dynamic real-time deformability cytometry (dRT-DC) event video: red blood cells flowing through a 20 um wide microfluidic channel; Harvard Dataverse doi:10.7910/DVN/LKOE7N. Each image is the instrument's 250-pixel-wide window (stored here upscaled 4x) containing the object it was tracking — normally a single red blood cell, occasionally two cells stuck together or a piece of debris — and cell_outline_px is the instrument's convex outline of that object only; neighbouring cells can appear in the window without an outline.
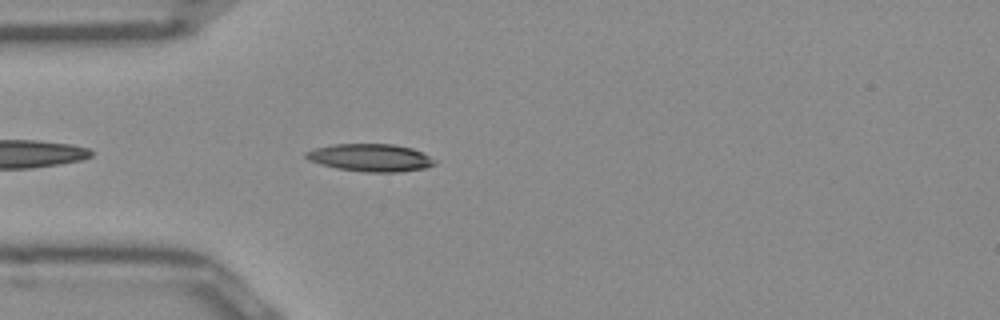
{"species": "Egyptian fruit bat (a non-hibernating species)", "species_latin": "Rousettus aegyptiacus", "temperature_condition": "room temperature", "stored_images_in_passage": 40, "camera_frame_rate_fps": 3000, "um_per_image_px": 0.085, "frame": {"image": 1, "passage_image": 3, "time_ms": 0.667, "image_size_px": [1000, 320], "cell_outline_px": [[436, 164], [424, 168], [400, 172], [364, 172], [336, 168], [320, 164], [308, 160], [304, 156], [304, 152], [316, 148], [332, 144], [392, 144], [412, 148], [436, 160]], "centroid_in_image_um": [31.46, 13.4], "position_along_channel_um": 53.5, "area_um2": 20.69}}
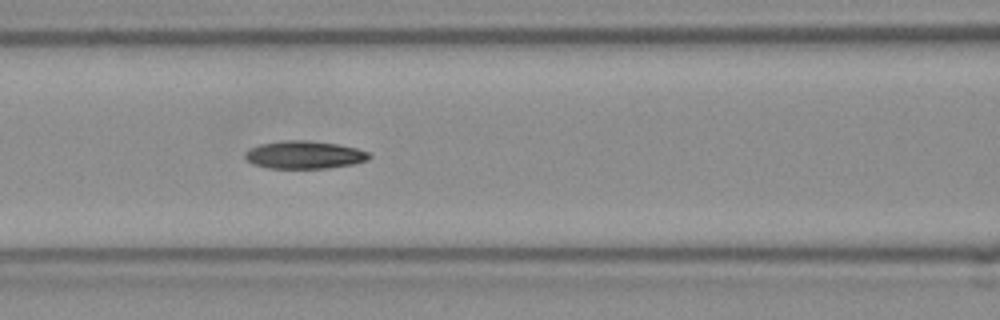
{"frame": {"image": 2, "passage_image": 10, "time_ms": 3.0, "image_size_px": [1000, 320], "cell_outline_px": [[372, 156], [368, 160], [352, 164], [328, 168], [268, 168], [252, 164], [244, 156], [244, 152], [260, 144], [284, 140], [304, 140], [336, 144], [356, 148], [368, 152]], "centroid_in_image_um": [25.86, 13.16], "position_along_channel_um": 140.7, "area_um2": 20.0}}
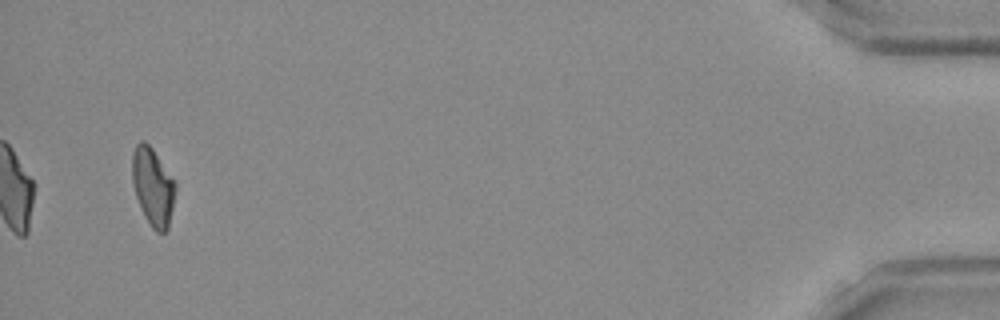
{"frame": {"image": 3, "passage_image": 38, "time_ms": 12.333, "image_size_px": [1000, 320], "cell_outline_px": [[176, 188], [168, 228], [164, 232], [156, 232], [152, 228], [144, 216], [140, 208], [132, 184], [132, 152], [136, 144], [140, 140], [144, 140], [152, 148], [176, 180]], "centroid_in_image_um": [12.99, 15.84], "position_along_channel_um": 422.2, "area_um2": 19.83}, "authors_computed_cell_mechanics": {"area_um2": 19.9121, "velocity_mm_per_s": 3.9433, "shape_relaxation_time_tau1_ms": 8.7071, "shape_relaxation_time_tau2_ms": 6.9945, "deformation_change_tau1": 0.1899, "deformation_change_tau2": 0.1528}}